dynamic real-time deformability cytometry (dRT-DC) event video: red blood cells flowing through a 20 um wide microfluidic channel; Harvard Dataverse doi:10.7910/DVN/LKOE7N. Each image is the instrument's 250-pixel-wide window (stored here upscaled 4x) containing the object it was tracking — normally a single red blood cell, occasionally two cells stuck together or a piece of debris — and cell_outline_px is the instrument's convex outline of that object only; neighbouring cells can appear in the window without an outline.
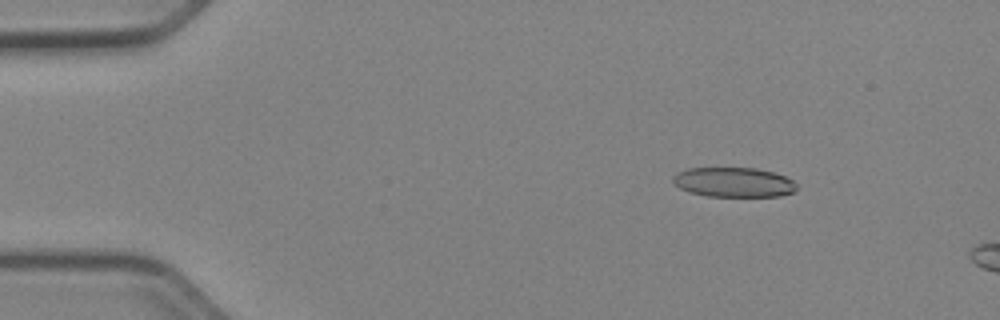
{"species": "Egyptian fruit bat (a non-hibernating species)", "species_latin": "Rousettus aegyptiacus", "temperature_condition": "cold", "stored_images_in_passage": 12, "camera_frame_rate_fps": 3000, "um_per_image_px": 0.085, "animal": {"sex": "female"}, "frame": {"image": 1, "passage_image": 7, "time_ms": 2.0, "image_size_px": [1000, 320], "cell_outline_px": [[796, 192], [780, 196], [708, 196], [688, 192], [680, 188], [672, 180], [672, 176], [676, 172], [688, 168], [756, 168], [772, 172], [784, 176], [792, 180], [796, 184]], "centroid_in_image_um": [62.35, 15.49], "position_along_channel_um": 22.7, "area_um2": 21.44}}